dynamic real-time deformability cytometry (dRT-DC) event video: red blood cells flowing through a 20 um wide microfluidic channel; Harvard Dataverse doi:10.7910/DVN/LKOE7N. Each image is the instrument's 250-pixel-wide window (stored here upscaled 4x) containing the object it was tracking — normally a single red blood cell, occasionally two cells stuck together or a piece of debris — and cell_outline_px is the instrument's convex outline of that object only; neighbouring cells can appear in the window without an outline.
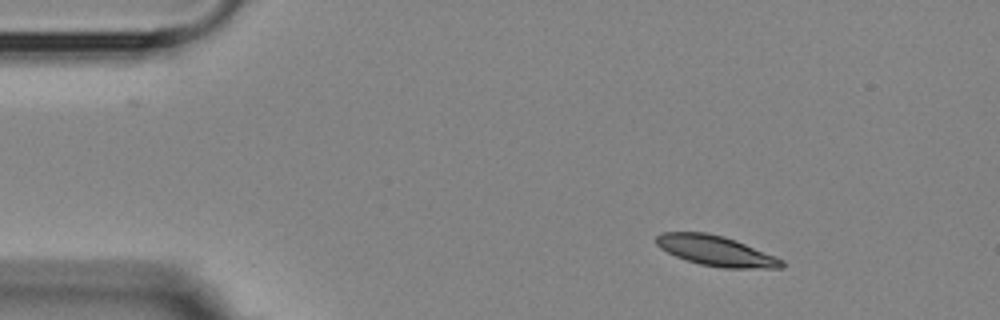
{"species": "Egyptian fruit bat (a non-hibernating species)", "species_latin": "Rousettus aegyptiacus", "temperature_condition": "room temperature", "stored_images_in_passage": 4, "camera_frame_rate_fps": 3000, "um_per_image_px": 0.085, "animal": {"sex": "female"}, "frame": {"image": 1, "passage_image": 1, "time_ms": 0.0, "image_size_px": [1000, 320], "cell_outline_px": [[784, 264], [780, 268], [724, 268], [700, 264], [676, 256], [660, 248], [656, 244], [656, 236], [660, 232], [708, 232], [724, 236], [736, 240], [784, 260]], "centroid_in_image_um": [60.83, 21.31], "position_along_channel_um": 24.2, "area_um2": 21.96}}
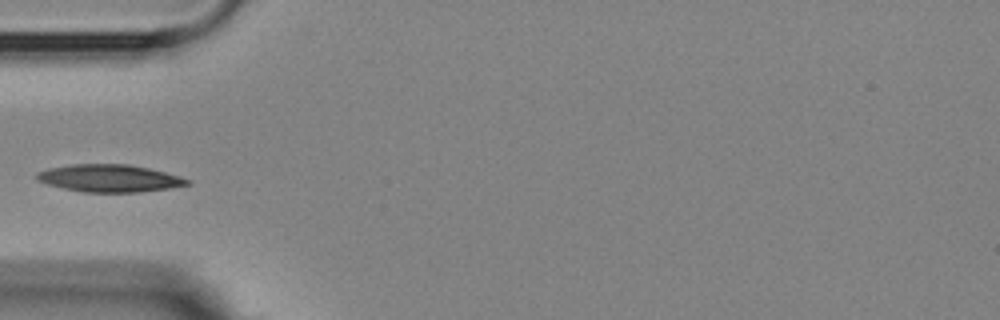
{"frame": {"image": 2, "passage_image": 4, "time_ms": 3.333, "image_size_px": [1000, 320], "cell_outline_px": [[192, 184], [168, 188], [140, 192], [80, 192], [48, 184], [36, 180], [36, 172], [48, 168], [72, 164], [128, 164], [148, 168], [180, 176], [192, 180]], "centroid_in_image_um": [9.3, 15.15], "position_along_channel_um": 75.7, "area_um2": 24.1}}